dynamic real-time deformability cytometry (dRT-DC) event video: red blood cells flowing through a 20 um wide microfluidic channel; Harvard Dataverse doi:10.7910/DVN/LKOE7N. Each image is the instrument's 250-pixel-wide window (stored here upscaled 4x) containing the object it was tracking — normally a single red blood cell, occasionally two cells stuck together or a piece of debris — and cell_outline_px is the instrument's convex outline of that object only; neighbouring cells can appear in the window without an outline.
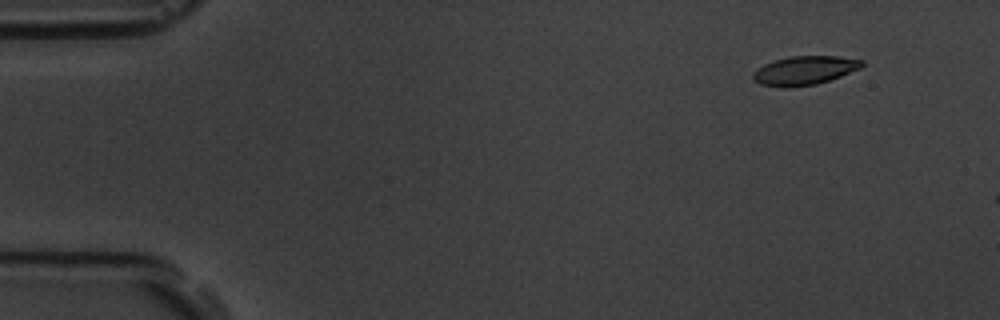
{"species": "common noctule bat (a hibernating species)", "species_latin": "Nyctalus noctula", "temperature_condition": "room temperature", "stored_images_in_passage": 4, "camera_frame_rate_fps": 3000, "um_per_image_px": 0.085, "animal": {"sex": "male", "body_mass_g": 19.5, "forearm_length_mm": 54.6}, "frame": {"image": 1, "passage_image": 2, "time_ms": 1.0, "image_size_px": [1000, 320], "cell_outline_px": [[864, 64], [860, 68], [840, 76], [816, 84], [760, 84], [752, 80], [752, 72], [756, 68], [764, 64], [776, 60], [792, 56], [836, 56], [864, 60]], "centroid_in_image_um": [68.41, 5.93], "position_along_channel_um": 16.6, "area_um2": 17.46}}